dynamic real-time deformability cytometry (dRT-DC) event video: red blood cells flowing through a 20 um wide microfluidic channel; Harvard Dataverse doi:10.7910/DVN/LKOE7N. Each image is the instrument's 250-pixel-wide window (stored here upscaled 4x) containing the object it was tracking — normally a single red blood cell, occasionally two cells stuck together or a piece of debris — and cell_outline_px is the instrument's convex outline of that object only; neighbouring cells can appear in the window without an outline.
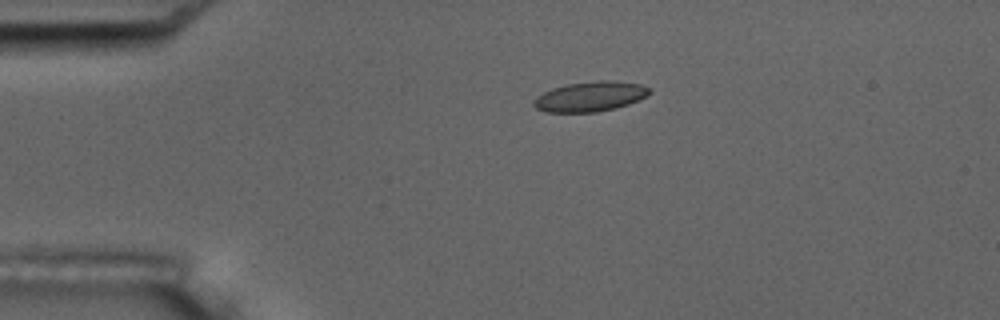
{"species": "common noctule bat (a hibernating species)", "species_latin": "Nyctalus noctula", "temperature_condition": "room temperature", "stored_images_in_passage": 3, "camera_frame_rate_fps": 3000, "um_per_image_px": 0.085, "animal": {"sex": "male", "body_mass_g": 17.5, "forearm_length_mm": 52.3}, "frame": {"image": 1, "passage_image": 2, "time_ms": 1.0, "image_size_px": [1000, 320], "cell_outline_px": [[652, 92], [648, 96], [628, 104], [616, 108], [596, 112], [544, 112], [536, 108], [532, 104], [536, 96], [552, 88], [568, 84], [596, 80], [608, 80], [640, 84], [648, 88]], "centroid_in_image_um": [50.16, 8.21], "position_along_channel_um": 34.8, "area_um2": 20.23}}